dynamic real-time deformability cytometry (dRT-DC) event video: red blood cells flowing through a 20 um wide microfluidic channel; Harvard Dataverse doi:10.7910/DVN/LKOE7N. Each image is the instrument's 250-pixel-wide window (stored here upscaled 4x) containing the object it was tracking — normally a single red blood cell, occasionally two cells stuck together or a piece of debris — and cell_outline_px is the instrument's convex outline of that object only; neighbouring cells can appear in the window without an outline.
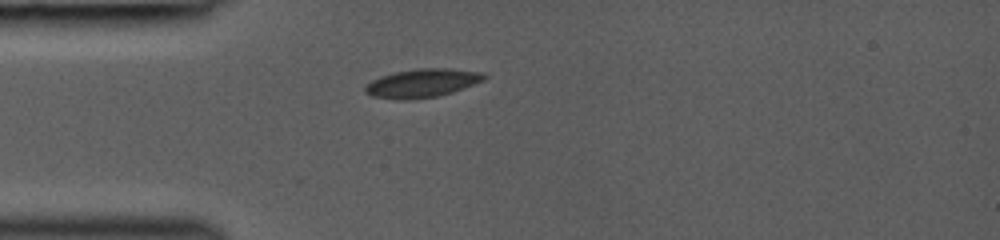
{"species": "common noctule bat (a hibernating species)", "species_latin": "Nyctalus noctula", "temperature_condition": "room temperature", "stored_images_in_passage": 41, "camera_frame_rate_fps": 3000, "um_per_image_px": 0.085, "animal": {"sex": "female", "body_mass_g": 19.0, "forearm_length_mm": 53.3}, "frame": {"image": 1, "passage_image": 1, "time_ms": 0.0, "image_size_px": [1000, 240], "cell_outline_px": [[488, 76], [484, 80], [452, 92], [440, 96], [404, 100], [400, 100], [372, 96], [364, 92], [364, 88], [372, 80], [380, 76], [396, 72], [420, 68], [448, 68], [484, 72]], "centroid_in_image_um": [35.9, 7.06], "position_along_channel_um": 49.1, "area_um2": 19.77}}
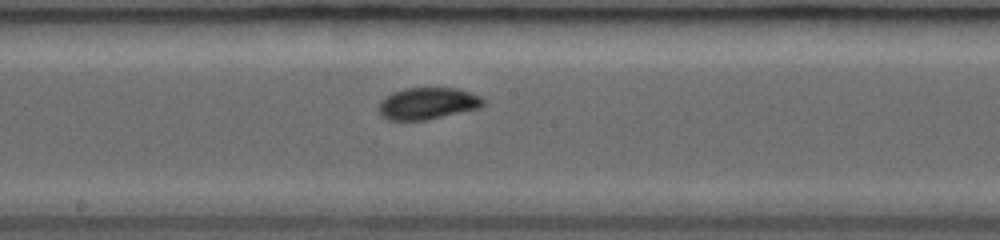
{"frame": {"image": 2, "passage_image": 16, "time_ms": 4.0, "image_size_px": [1000, 240], "cell_outline_px": [[484, 104], [480, 108], [428, 120], [388, 120], [380, 116], [380, 100], [392, 92], [404, 88], [456, 88], [480, 96], [484, 100]], "centroid_in_image_um": [36.34, 8.8], "position_along_channel_um": 211.9, "area_um2": 19.42}}
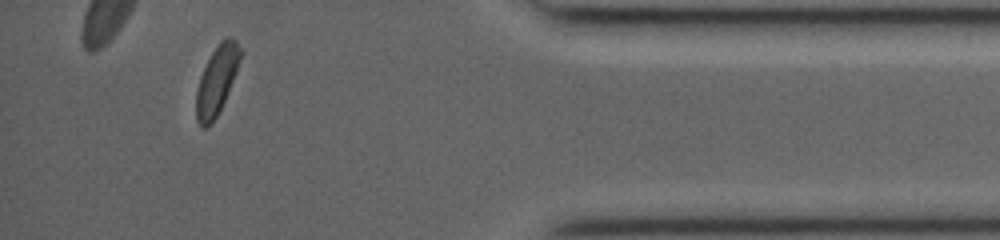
{"frame": {"image": 3, "passage_image": 36, "time_ms": 9.333, "image_size_px": [1000, 240], "cell_outline_px": [[244, 52], [228, 92], [212, 124], [204, 128], [200, 128], [196, 120], [196, 92], [200, 76], [212, 52], [220, 40], [228, 36], [232, 36], [236, 40]], "centroid_in_image_um": [18.44, 6.79], "position_along_channel_um": 416.8, "area_um2": 17.74}}